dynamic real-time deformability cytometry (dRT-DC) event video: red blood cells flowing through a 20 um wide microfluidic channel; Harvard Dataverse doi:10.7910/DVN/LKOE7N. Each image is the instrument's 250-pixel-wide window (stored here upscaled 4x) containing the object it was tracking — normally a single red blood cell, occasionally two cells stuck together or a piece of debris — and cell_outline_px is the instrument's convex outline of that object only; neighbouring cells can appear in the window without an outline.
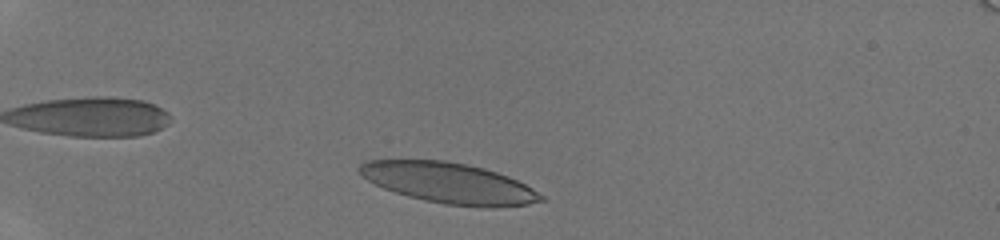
{"species": "human", "species_latin": "Homo sapiens", "temperature_condition": "room temperature", "stored_images_in_passage": 31, "camera_frame_rate_fps": 3000, "um_per_image_px": 0.085, "donor": {"sex": "male"}, "frame": {"image": 1, "passage_image": 3, "time_ms": 0.667, "image_size_px": [1000, 240], "cell_outline_px": [[544, 200], [528, 204], [492, 208], [444, 204], [424, 200], [408, 196], [384, 188], [360, 176], [356, 168], [360, 164], [368, 160], [444, 160], [484, 168], [508, 176], [532, 188], [544, 196]], "centroid_in_image_um": [38.14, 15.56], "position_along_channel_um": 46.9, "area_um2": 42.83}}
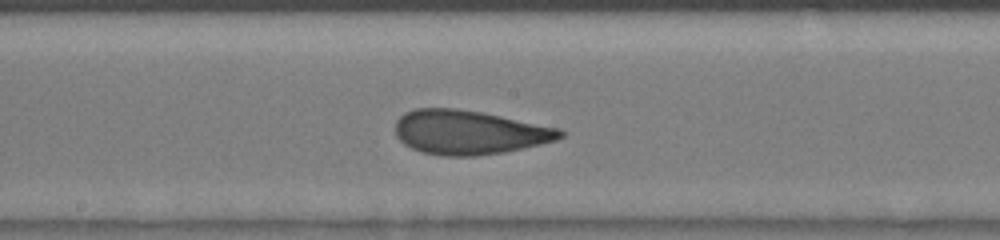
{"frame": {"image": 2, "passage_image": 17, "time_ms": 5.333, "image_size_px": [1000, 240], "cell_outline_px": [[564, 136], [556, 140], [524, 148], [504, 152], [476, 156], [444, 156], [424, 152], [412, 148], [404, 144], [396, 136], [396, 120], [404, 112], [416, 108], [456, 108], [480, 112], [560, 128], [564, 132]], "centroid_in_image_um": [39.86, 11.25], "position_along_channel_um": 208.3, "area_um2": 42.31}}
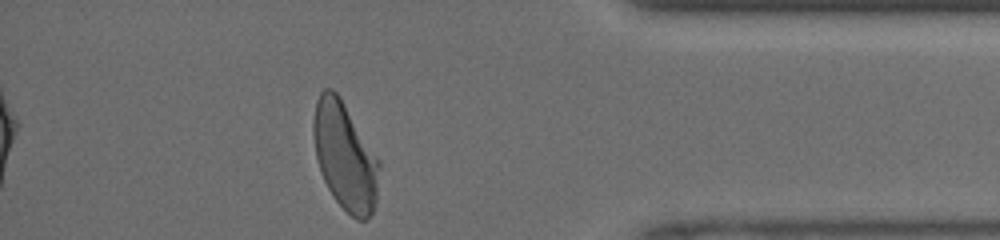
{"frame": {"image": 3, "passage_image": 31, "time_ms": 10.0, "image_size_px": [1000, 240], "cell_outline_px": [[380, 168], [376, 200], [372, 212], [364, 220], [356, 220], [332, 196], [320, 172], [316, 156], [312, 132], [312, 120], [316, 100], [320, 92], [324, 88], [332, 88], [340, 96], [380, 160]], "centroid_in_image_um": [29.31, 13.24], "position_along_channel_um": 405.9, "area_um2": 41.44}}